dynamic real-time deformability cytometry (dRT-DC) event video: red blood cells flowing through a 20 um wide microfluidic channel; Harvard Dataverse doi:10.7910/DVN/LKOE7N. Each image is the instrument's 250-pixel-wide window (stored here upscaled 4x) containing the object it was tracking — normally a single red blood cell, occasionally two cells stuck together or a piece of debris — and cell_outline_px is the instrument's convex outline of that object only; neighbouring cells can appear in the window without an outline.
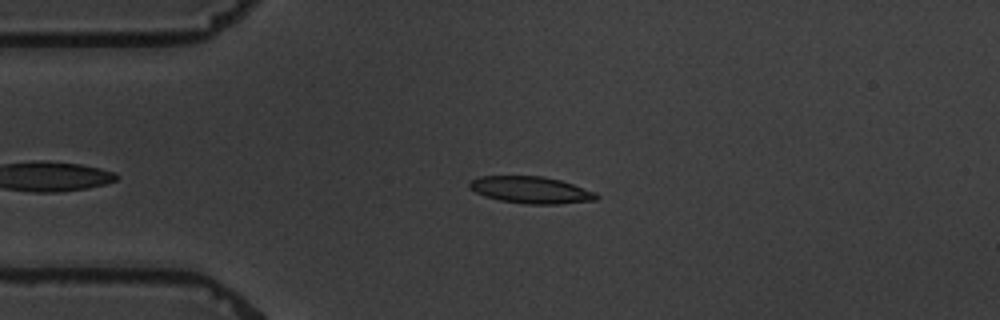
{"species": "common noctule bat (a hibernating species)", "species_latin": "Nyctalus noctula", "temperature_condition": "warm", "stored_images_in_passage": 2, "camera_frame_rate_fps": 3000, "um_per_image_px": 0.085, "animal": {"sex": "male", "body_mass_g": 19.5, "forearm_length_mm": 54.6}, "frame": {"image": 1, "passage_image": 1, "time_ms": 0.0, "image_size_px": [1000, 320], "cell_outline_px": [[600, 196], [596, 200], [560, 204], [528, 204], [500, 200], [484, 196], [468, 188], [468, 184], [472, 180], [480, 176], [544, 176], [560, 180], [596, 192]], "centroid_in_image_um": [45.14, 16.14], "position_along_channel_um": 39.9, "area_um2": 19.88}}